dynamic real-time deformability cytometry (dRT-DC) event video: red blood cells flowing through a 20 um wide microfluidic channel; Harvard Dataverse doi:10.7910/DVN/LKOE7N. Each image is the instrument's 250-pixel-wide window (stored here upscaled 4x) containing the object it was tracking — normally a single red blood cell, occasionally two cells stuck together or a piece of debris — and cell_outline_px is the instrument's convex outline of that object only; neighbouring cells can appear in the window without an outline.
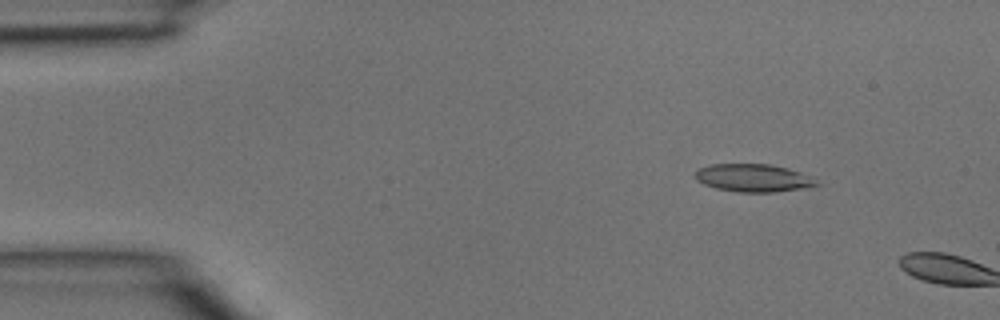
{"species": "common noctule bat (a hibernating species)", "species_latin": "Nyctalus noctula", "temperature_condition": "room temperature", "stored_images_in_passage": 2, "camera_frame_rate_fps": 3000, "um_per_image_px": 0.085, "animal": {"sex": "male", "body_mass_g": 15.6}, "frame": {"image": 1, "passage_image": 1, "time_ms": 0.0, "image_size_px": [1000, 320], "cell_outline_px": [[820, 184], [804, 188], [772, 192], [740, 192], [716, 188], [704, 184], [696, 180], [696, 172], [700, 168], [708, 164], [768, 164], [788, 168], [800, 172], [808, 176]], "centroid_in_image_um": [64.0, 15.12], "position_along_channel_um": 21.0, "area_um2": 19.42}}